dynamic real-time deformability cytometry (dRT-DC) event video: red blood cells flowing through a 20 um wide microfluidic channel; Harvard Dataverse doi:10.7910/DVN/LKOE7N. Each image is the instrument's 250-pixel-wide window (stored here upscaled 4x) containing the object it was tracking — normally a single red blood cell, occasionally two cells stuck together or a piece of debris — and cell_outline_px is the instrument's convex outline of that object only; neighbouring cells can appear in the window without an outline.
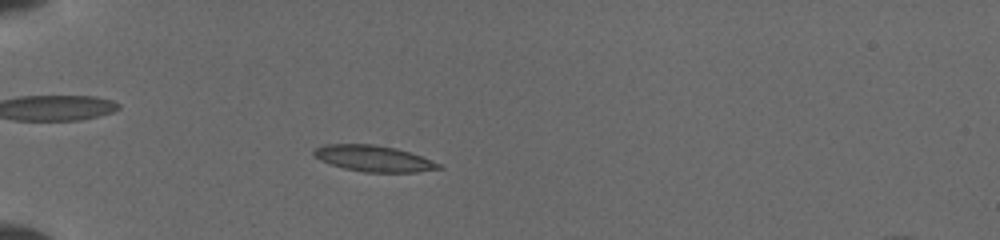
{"species": "common noctule bat (a hibernating species)", "species_latin": "Nyctalus noctula", "temperature_condition": "cold", "stored_images_in_passage": 32, "camera_frame_rate_fps": 3000, "um_per_image_px": 0.085, "animal": {"sex": "female", "body_mass_g": 19.5, "forearm_length_mm": 54.1}, "frame": {"image": 1, "passage_image": 3, "time_ms": 1.667, "image_size_px": [1000, 240], "cell_outline_px": [[444, 168], [416, 172], [364, 172], [344, 168], [320, 160], [312, 156], [312, 152], [316, 148], [324, 144], [372, 144], [396, 148], [420, 156], [440, 164]], "centroid_in_image_um": [31.72, 13.47], "position_along_channel_um": 53.3, "area_um2": 18.84}}
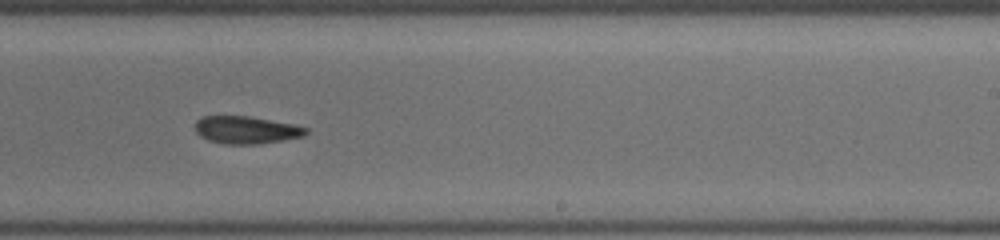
{"frame": {"image": 2, "passage_image": 17, "time_ms": 7.667, "image_size_px": [1000, 240], "cell_outline_px": [[308, 132], [304, 136], [284, 140], [256, 144], [224, 144], [208, 140], [200, 136], [196, 132], [196, 120], [204, 116], [248, 116], [292, 124], [308, 128]], "centroid_in_image_um": [20.93, 11.05], "position_along_channel_um": 268.1, "area_um2": 17.69}}
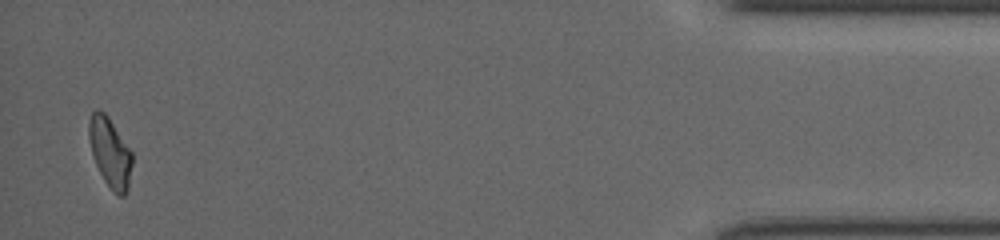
{"frame": {"image": 3, "passage_image": 32, "time_ms": 13.333, "image_size_px": [1000, 240], "cell_outline_px": [[132, 164], [128, 188], [124, 196], [116, 196], [112, 192], [104, 180], [96, 164], [92, 152], [88, 136], [88, 124], [92, 112], [96, 108], [104, 112], [108, 116], [132, 152]], "centroid_in_image_um": [9.36, 12.97], "position_along_channel_um": 425.8, "area_um2": 17.51}}